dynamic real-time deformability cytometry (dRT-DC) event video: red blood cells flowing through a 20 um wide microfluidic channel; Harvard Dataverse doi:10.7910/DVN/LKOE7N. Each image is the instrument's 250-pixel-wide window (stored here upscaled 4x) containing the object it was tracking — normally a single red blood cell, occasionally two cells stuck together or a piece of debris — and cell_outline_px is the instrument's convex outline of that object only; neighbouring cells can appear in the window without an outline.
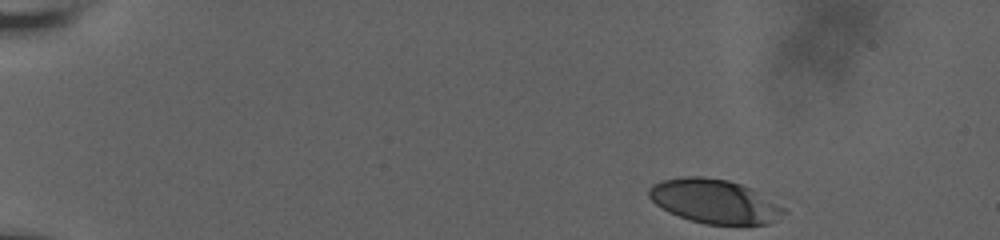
{"species": "human", "species_latin": "Homo sapiens", "temperature_condition": "room temperature", "stored_images_in_passage": 24, "camera_frame_rate_fps": 3000, "um_per_image_px": 0.085, "donor": {"sex": "male"}, "frame": {"image": 1, "passage_image": 1, "time_ms": 0.0, "image_size_px": [1000, 240], "cell_outline_px": [[788, 212], [768, 224], [704, 224], [680, 216], [656, 204], [648, 196], [648, 188], [652, 184], [664, 180], [684, 176], [704, 176], [728, 180], [752, 188], [784, 208]], "centroid_in_image_um": [60.73, 17.09], "position_along_channel_um": 24.3, "area_um2": 34.28}}
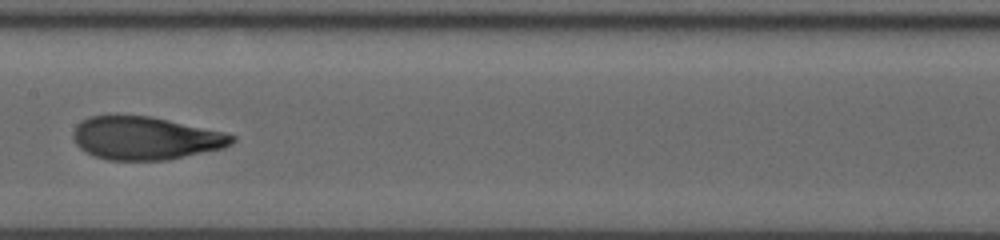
{"frame": {"image": 2, "passage_image": 14, "time_ms": 4.333, "image_size_px": [1000, 240], "cell_outline_px": [[236, 140], [232, 144], [224, 148], [168, 160], [108, 160], [92, 156], [84, 152], [76, 144], [72, 136], [72, 132], [76, 124], [80, 120], [88, 116], [152, 116], [224, 132], [236, 136]], "centroid_in_image_um": [12.34, 11.75], "position_along_channel_um": 195.1, "area_um2": 40.17}}
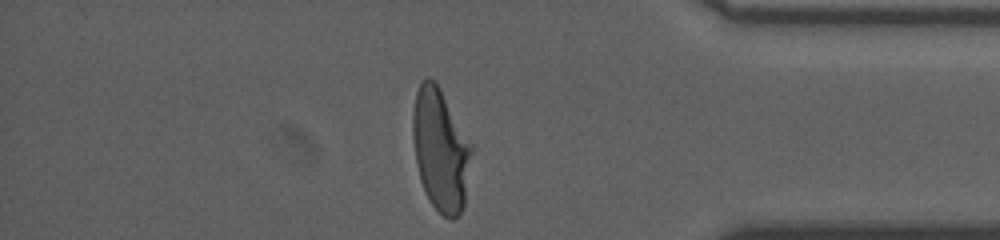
{"frame": {"image": 3, "passage_image": 24, "time_ms": 7.667, "image_size_px": [1000, 240], "cell_outline_px": [[472, 152], [464, 204], [460, 212], [452, 220], [444, 216], [432, 204], [424, 192], [420, 180], [416, 164], [412, 136], [412, 112], [416, 92], [420, 80], [428, 76], [440, 88], [472, 144]], "centroid_in_image_um": [37.42, 12.71], "position_along_channel_um": 397.8, "area_um2": 41.85}}